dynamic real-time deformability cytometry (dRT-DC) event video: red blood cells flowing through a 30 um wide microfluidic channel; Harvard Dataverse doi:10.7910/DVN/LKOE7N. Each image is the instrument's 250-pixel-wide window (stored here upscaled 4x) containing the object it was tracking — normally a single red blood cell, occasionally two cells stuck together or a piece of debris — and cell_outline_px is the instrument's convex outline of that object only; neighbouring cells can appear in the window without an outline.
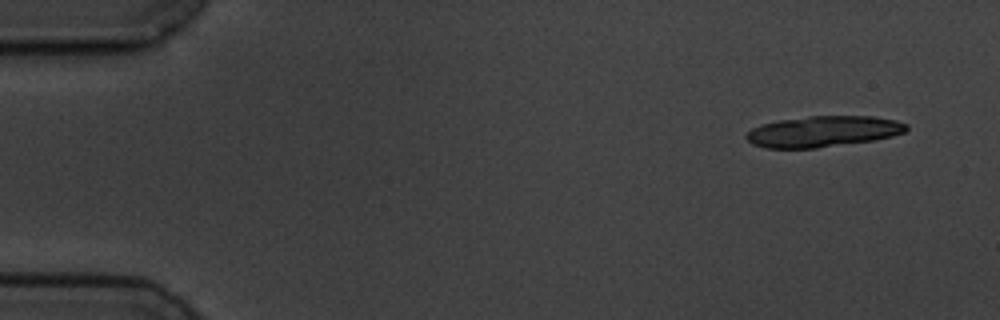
{"species": "common noctule bat (a hibernating species)", "species_latin": "Nyctalus noctula", "temperature_condition": "cold", "stored_images_in_passage": 5, "camera_frame_rate_fps": 3000, "um_per_image_px": 0.085, "animal": {"sex": "male", "body_mass_g": 19.5, "forearm_length_mm": 54.6}, "frame": {"image": 1, "passage_image": 1, "time_ms": 0.0, "image_size_px": [1000, 320], "cell_outline_px": [[908, 128], [904, 132], [892, 136], [876, 140], [816, 148], [764, 148], [752, 144], [744, 136], [752, 128], [760, 124], [776, 120], [808, 116], [872, 116], [896, 120], [908, 124]], "centroid_in_image_um": [69.95, 11.17], "position_along_channel_um": 15.1, "area_um2": 29.13}}
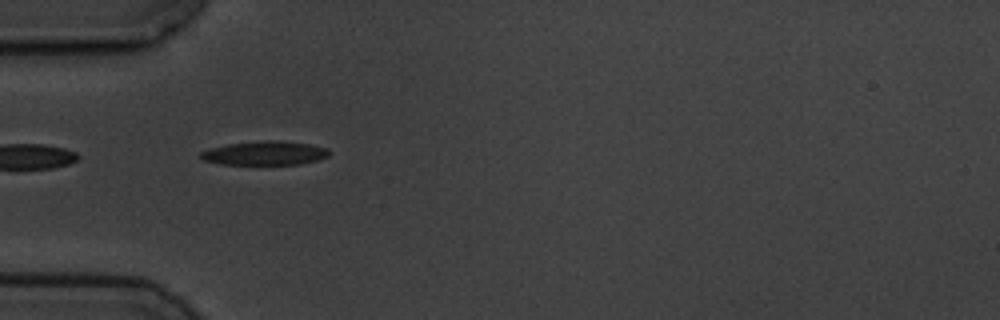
{"frame": {"image": 2, "passage_image": 5, "time_ms": 4.667, "image_size_px": [1000, 320], "cell_outline_px": [[332, 152], [328, 156], [316, 160], [300, 164], [220, 164], [204, 160], [200, 156], [200, 152], [212, 148], [228, 144], [268, 140], [280, 140], [312, 144], [328, 148]], "centroid_in_image_um": [22.57, 13.01], "position_along_channel_um": 62.4, "area_um2": 17.86}}